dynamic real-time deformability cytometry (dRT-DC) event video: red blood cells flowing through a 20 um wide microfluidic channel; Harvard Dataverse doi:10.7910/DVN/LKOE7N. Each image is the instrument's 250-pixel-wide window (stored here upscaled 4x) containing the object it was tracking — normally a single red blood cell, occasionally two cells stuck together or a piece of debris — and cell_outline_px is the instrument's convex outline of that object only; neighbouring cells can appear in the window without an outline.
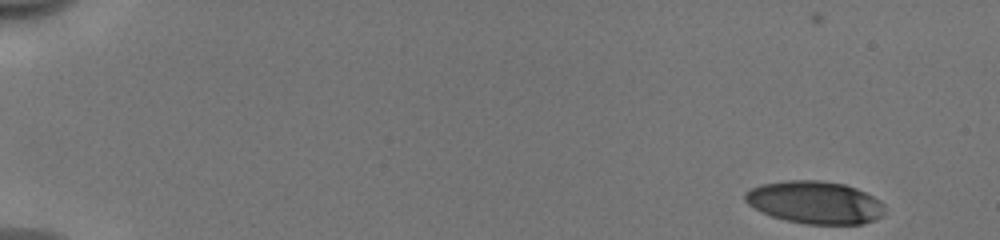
{"species": "human", "species_latin": "Homo sapiens", "temperature_condition": "cold", "stored_images_in_passage": 36, "camera_frame_rate_fps": 3000, "um_per_image_px": 0.085, "donor": {"sex": "male"}, "frame": {"image": 1, "passage_image": 1, "time_ms": 0.0, "image_size_px": [1000, 240], "cell_outline_px": [[884, 212], [880, 216], [864, 224], [808, 224], [788, 220], [772, 216], [748, 204], [744, 200], [744, 192], [760, 184], [784, 180], [820, 180], [844, 184], [856, 188], [880, 200], [884, 204]], "centroid_in_image_um": [69.26, 17.19], "position_along_channel_um": 15.7, "area_um2": 34.51}}
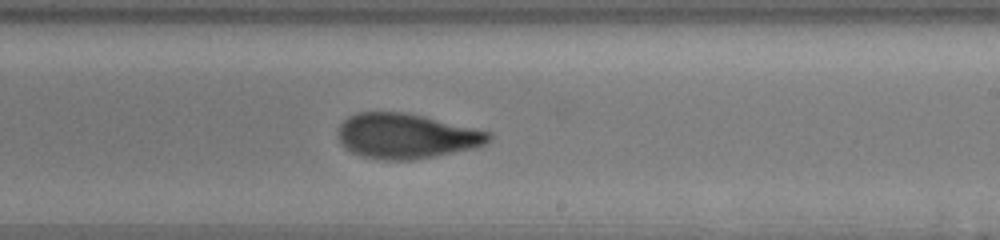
{"frame": {"image": 2, "passage_image": 21, "time_ms": 6.667, "image_size_px": [1000, 240], "cell_outline_px": [[492, 140], [488, 144], [476, 148], [412, 160], [384, 160], [364, 156], [352, 152], [344, 148], [336, 132], [340, 124], [348, 116], [356, 112], [408, 112], [492, 132]], "centroid_in_image_um": [34.56, 11.55], "position_along_channel_um": 254.4, "area_um2": 39.94}}
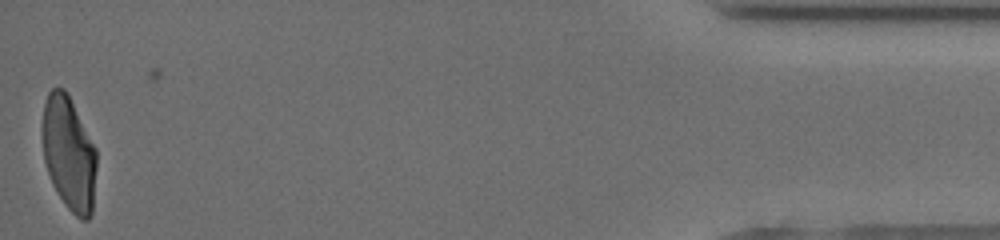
{"frame": {"image": 3, "passage_image": 36, "time_ms": 11.667, "image_size_px": [1000, 240], "cell_outline_px": [[96, 168], [92, 212], [88, 220], [80, 220], [68, 208], [52, 184], [44, 160], [44, 104], [48, 92], [52, 88], [64, 88], [68, 92], [96, 148]], "centroid_in_image_um": [5.89, 13.04], "position_along_channel_um": 429.3, "area_um2": 35.66}, "authors_computed_cell_mechanics": {"area_um2": 38.437, "velocity_mm_per_s": 4.032, "shape_relaxation_time_tau1_ms": 4.2969, "shape_relaxation_time_tau2_ms": 0.9476, "deformation_change_tau1": 0.1942, "deformation_change_tau2": 0.0797}}